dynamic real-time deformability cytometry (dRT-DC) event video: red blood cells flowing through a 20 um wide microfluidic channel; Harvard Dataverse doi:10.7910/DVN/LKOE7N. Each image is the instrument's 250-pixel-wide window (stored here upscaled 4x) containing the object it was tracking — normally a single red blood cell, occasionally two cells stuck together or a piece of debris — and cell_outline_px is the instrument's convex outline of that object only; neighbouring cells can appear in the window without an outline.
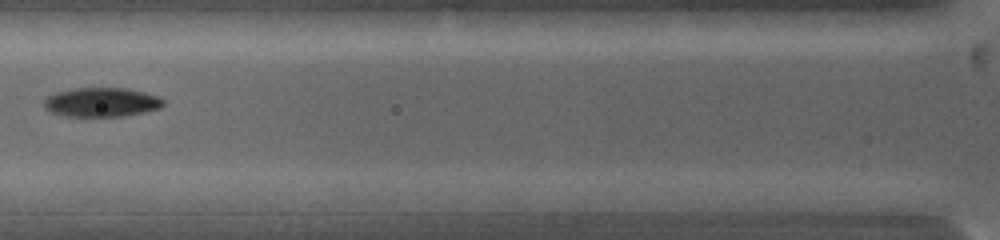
{"species": "common noctule bat (a hibernating species)", "species_latin": "Nyctalus noctula", "temperature_condition": "warm", "stored_images_in_passage": 4, "camera_frame_rate_fps": 5000, "um_per_image_px": 0.085, "animal": {"sex": "female", "body_mass_g": 19.0, "forearm_length_mm": 53.3}, "frame": {"image": 1, "passage_image": 4, "time_ms": 3.0, "image_size_px": [1000, 240], "cell_outline_px": [[164, 104], [160, 108], [144, 112], [124, 116], [64, 116], [52, 112], [44, 108], [44, 100], [48, 96], [56, 92], [72, 88], [124, 88], [144, 92], [160, 96], [164, 100]], "centroid_in_image_um": [8.64, 8.68], "position_along_channel_um": 117.2, "area_um2": 20.35}}